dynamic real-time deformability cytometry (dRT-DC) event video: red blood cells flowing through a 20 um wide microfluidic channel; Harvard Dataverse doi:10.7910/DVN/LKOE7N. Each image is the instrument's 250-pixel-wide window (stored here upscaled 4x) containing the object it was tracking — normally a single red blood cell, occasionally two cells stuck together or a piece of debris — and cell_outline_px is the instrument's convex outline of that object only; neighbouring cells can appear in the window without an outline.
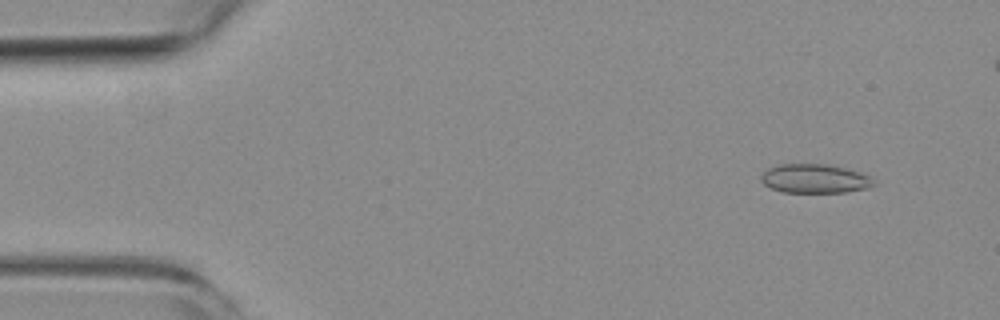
{"species": "common noctule bat (a hibernating species)", "species_latin": "Nyctalus noctula", "temperature_condition": "room temperature", "stored_images_in_passage": 50, "camera_frame_rate_fps": 3000, "um_per_image_px": 0.085, "animal": {"sex": "female", "body_mass_g": 19.3, "forearm_length_mm": 54.1}, "frame": {"image": 1, "passage_image": 5, "time_ms": 1.333, "image_size_px": [1000, 320], "cell_outline_px": [[876, 184], [868, 188], [844, 192], [784, 192], [772, 188], [764, 184], [760, 180], [760, 176], [768, 168], [780, 164], [828, 164], [860, 172], [872, 176]], "centroid_in_image_um": [69.28, 15.18], "position_along_channel_um": 15.7, "area_um2": 19.07}}
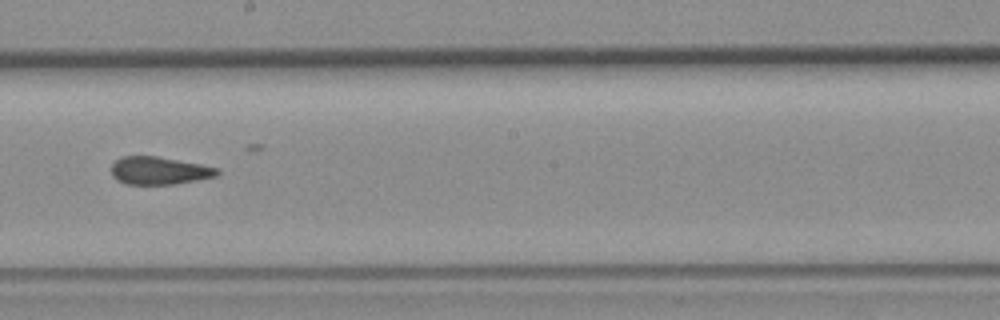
{"frame": {"image": 2, "passage_image": 30, "time_ms": 9.667, "image_size_px": [1000, 320], "cell_outline_px": [[220, 172], [216, 176], [176, 184], [128, 184], [116, 180], [112, 176], [112, 164], [120, 156], [156, 156], [200, 164], [216, 168]], "centroid_in_image_um": [13.49, 14.5], "position_along_channel_um": 234.7, "area_um2": 16.99}}
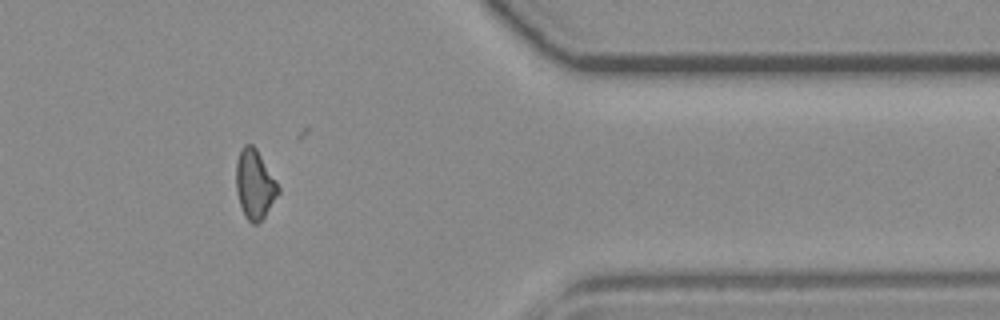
{"frame": {"image": 3, "passage_image": 44, "time_ms": 14.333, "image_size_px": [1000, 320], "cell_outline_px": [[280, 192], [264, 216], [256, 224], [252, 224], [244, 216], [236, 192], [236, 160], [240, 148], [244, 144], [252, 144], [256, 148], [276, 180], [280, 188]], "centroid_in_image_um": [21.63, 15.64], "position_along_channel_um": 389.8, "area_um2": 17.05}}